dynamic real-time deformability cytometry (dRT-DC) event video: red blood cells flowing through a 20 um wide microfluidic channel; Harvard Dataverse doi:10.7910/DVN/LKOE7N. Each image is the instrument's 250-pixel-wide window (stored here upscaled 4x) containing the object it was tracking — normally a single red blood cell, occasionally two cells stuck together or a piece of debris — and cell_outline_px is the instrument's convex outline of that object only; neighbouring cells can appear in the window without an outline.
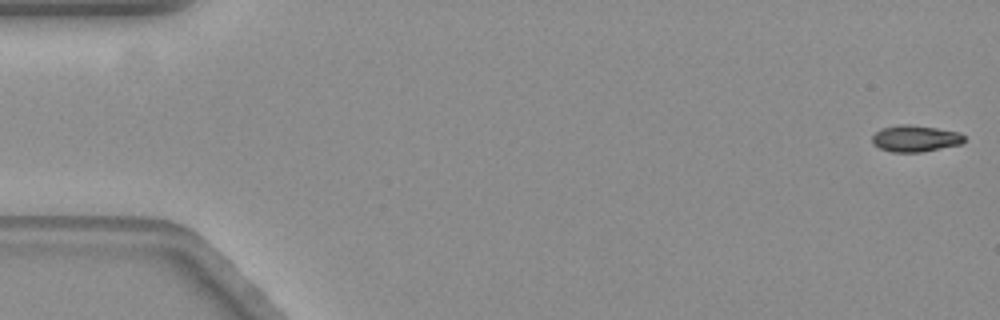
{"species": "common noctule bat (a hibernating species)", "species_latin": "Nyctalus noctula", "temperature_condition": "warm", "stored_images_in_passage": 59, "camera_frame_rate_fps": 3000, "um_per_image_px": 0.085, "animal": {"sex": "female", "body_mass_g": 19.3, "forearm_length_mm": 54.1}, "frame": {"image": 1, "passage_image": 1, "time_ms": 0.0, "image_size_px": [1000, 320], "cell_outline_px": [[964, 140], [960, 144], [920, 152], [892, 152], [880, 148], [872, 144], [872, 136], [880, 128], [904, 124], [908, 124], [936, 128], [960, 132], [964, 136]], "centroid_in_image_um": [77.76, 11.77], "position_along_channel_um": 7.2, "area_um2": 14.1}}
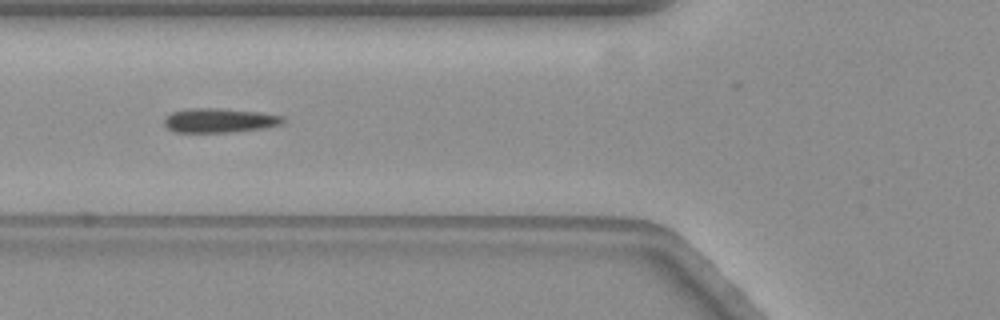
{"frame": {"image": 2, "passage_image": 22, "time_ms": 7.0, "image_size_px": [1000, 320], "cell_outline_px": [[284, 124], [264, 128], [232, 132], [176, 132], [168, 128], [164, 124], [164, 116], [172, 112], [184, 108], [224, 108], [260, 112], [284, 116]], "centroid_in_image_um": [18.65, 10.22], "position_along_channel_um": 107.1, "area_um2": 17.11}}
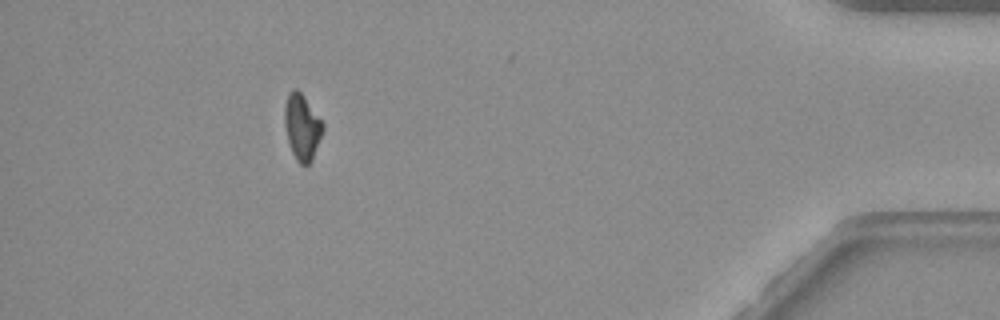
{"frame": {"image": 3, "passage_image": 53, "time_ms": 17.333, "image_size_px": [1000, 320], "cell_outline_px": [[324, 132], [312, 160], [308, 164], [300, 164], [296, 160], [288, 144], [284, 124], [284, 104], [288, 92], [292, 88], [296, 88], [304, 96], [324, 124]], "centroid_in_image_um": [25.66, 10.78], "position_along_channel_um": 409.5, "area_um2": 14.97}, "authors_computed_cell_mechanics": {"area_um2": 15.8372, "velocity_mm_per_s": 3.504, "shape_relaxation_time_tau1_ms": 5.2045, "shape_relaxation_time_tau2_ms": 4.4261, "deformation_change_tau1": 0.1878, "deformation_change_tau2": 0.1135}}